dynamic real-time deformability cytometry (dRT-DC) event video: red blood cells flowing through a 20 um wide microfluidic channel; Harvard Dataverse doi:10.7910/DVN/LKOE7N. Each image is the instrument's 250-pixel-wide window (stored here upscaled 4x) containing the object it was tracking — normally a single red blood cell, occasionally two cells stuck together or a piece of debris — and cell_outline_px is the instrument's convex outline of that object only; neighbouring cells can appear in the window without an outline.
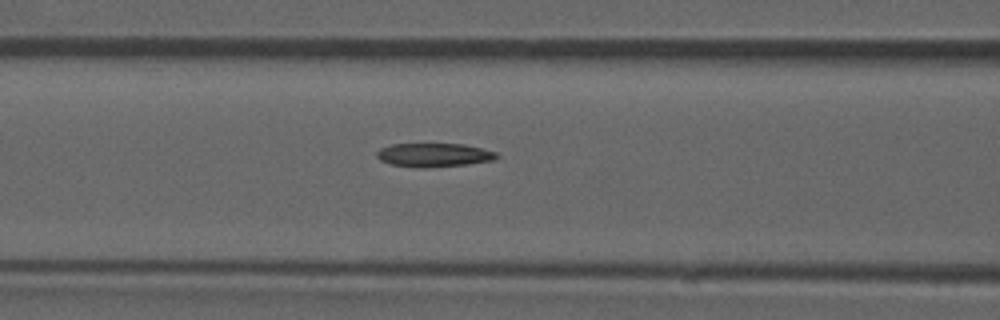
{"species": "common noctule bat (a hibernating species)", "species_latin": "Nyctalus noctula", "temperature_condition": "room temperature", "stored_images_in_passage": 34, "camera_frame_rate_fps": 3000, "um_per_image_px": 0.085, "animal": {"sex": "male", "forearm_length_mm": 52.5}, "frame": {"image": 1, "passage_image": 15, "time_ms": 4.667, "image_size_px": [1000, 320], "cell_outline_px": [[500, 156], [492, 160], [464, 164], [424, 168], [416, 168], [392, 164], [380, 160], [376, 156], [376, 152], [380, 148], [392, 144], [464, 144], [496, 152]], "centroid_in_image_um": [36.84, 13.17], "position_along_channel_um": 129.8, "area_um2": 16.42}}